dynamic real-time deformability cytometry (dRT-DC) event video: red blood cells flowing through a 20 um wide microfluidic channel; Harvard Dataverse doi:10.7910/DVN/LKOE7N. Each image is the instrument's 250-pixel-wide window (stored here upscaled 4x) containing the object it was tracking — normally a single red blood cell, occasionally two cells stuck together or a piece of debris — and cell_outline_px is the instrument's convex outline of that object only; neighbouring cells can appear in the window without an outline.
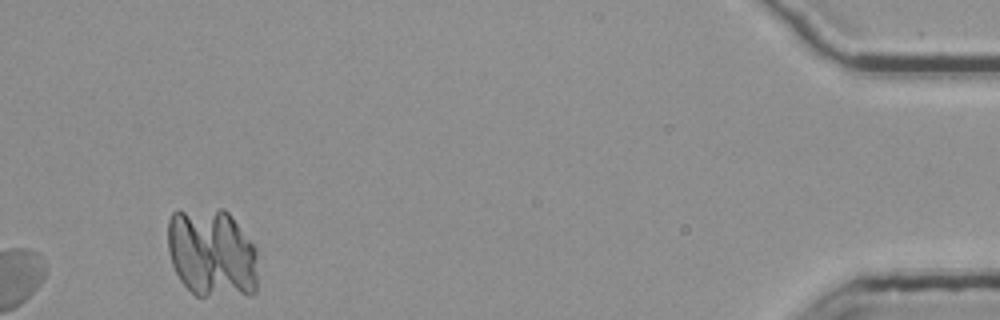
{"species": "common noctule bat (a hibernating species)", "species_latin": "Nyctalus noctula", "temperature_condition": "room temperature", "stored_images_in_passage": 41, "camera_frame_rate_fps": 3000, "um_per_image_px": 0.085, "animal": {"sex": "female", "body_mass_g": 25.1}, "frame": {"image": 1, "passage_image": 41, "time_ms": 13.333, "image_size_px": [1000, 320], "cell_outline_px": [[256, 292], [252, 296], [196, 296], [180, 280], [172, 264], [168, 248], [168, 220], [172, 212], [220, 208], [224, 208], [232, 216], [256, 248]], "centroid_in_image_um": [18.02, 21.54], "position_along_channel_um": 417.2, "area_um2": 47.11}}